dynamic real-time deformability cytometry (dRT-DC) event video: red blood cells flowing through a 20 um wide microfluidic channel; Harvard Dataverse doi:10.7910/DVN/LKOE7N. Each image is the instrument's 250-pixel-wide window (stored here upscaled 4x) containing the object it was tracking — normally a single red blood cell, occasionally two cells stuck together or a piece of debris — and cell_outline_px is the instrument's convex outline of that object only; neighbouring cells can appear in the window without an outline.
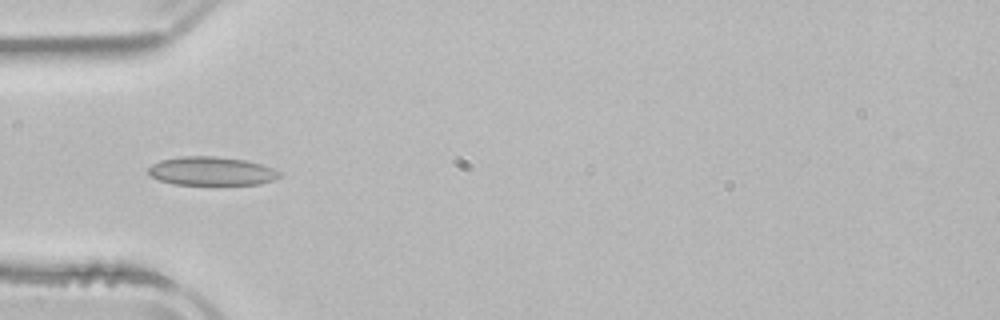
{"species": "common noctule bat (a hibernating species)", "species_latin": "Nyctalus noctula", "temperature_condition": "room temperature", "stored_images_in_passage": 6, "camera_frame_rate_fps": 3000, "um_per_image_px": 0.085, "animal": {"sex": "male", "body_mass_g": 21.5, "forearm_length_mm": 52.0}, "frame": {"image": 1, "passage_image": 5, "time_ms": 6.0, "image_size_px": [1000, 320], "cell_outline_px": [[280, 176], [272, 180], [260, 184], [172, 184], [148, 176], [148, 168], [152, 164], [160, 160], [180, 156], [216, 156], [248, 160], [272, 168], [280, 172]], "centroid_in_image_um": [17.93, 14.53], "position_along_channel_um": 67.1, "area_um2": 21.91}}
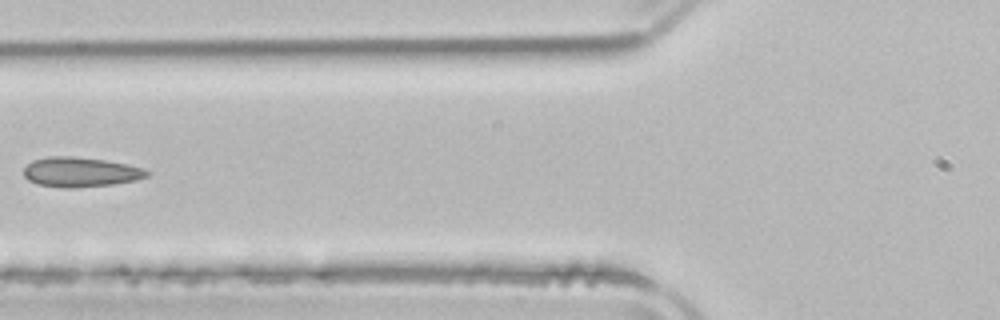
{"frame": {"image": 2, "passage_image": 6, "time_ms": 7.333, "image_size_px": [1000, 320], "cell_outline_px": [[148, 176], [136, 180], [112, 184], [72, 188], [60, 188], [36, 184], [28, 180], [24, 176], [24, 168], [32, 160], [48, 156], [72, 156], [104, 160], [128, 164], [144, 168], [148, 172]], "centroid_in_image_um": [6.81, 14.62], "position_along_channel_um": 119.0, "area_um2": 21.44}}